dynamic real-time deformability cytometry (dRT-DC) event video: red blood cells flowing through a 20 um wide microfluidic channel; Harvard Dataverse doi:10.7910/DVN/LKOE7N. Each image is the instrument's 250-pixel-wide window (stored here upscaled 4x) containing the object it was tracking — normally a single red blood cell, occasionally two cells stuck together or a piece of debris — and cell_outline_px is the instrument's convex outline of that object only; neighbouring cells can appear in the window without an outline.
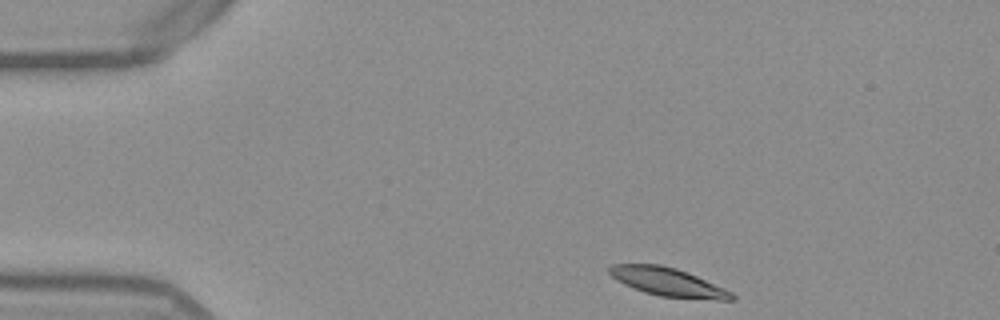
{"species": "Egyptian fruit bat (a non-hibernating species)", "species_latin": "Rousettus aegyptiacus", "temperature_condition": "warm", "stored_images_in_passage": 45, "camera_frame_rate_fps": 3000, "um_per_image_px": 0.085, "frame": {"image": 1, "passage_image": 1, "time_ms": 0.0, "image_size_px": [1000, 320], "cell_outline_px": [[736, 300], [716, 300], [660, 296], [644, 292], [624, 284], [616, 280], [608, 272], [608, 268], [612, 264], [660, 264], [676, 268], [688, 272], [724, 288], [732, 292], [736, 296]], "centroid_in_image_um": [56.79, 23.97], "position_along_channel_um": 28.2, "area_um2": 20.29}}
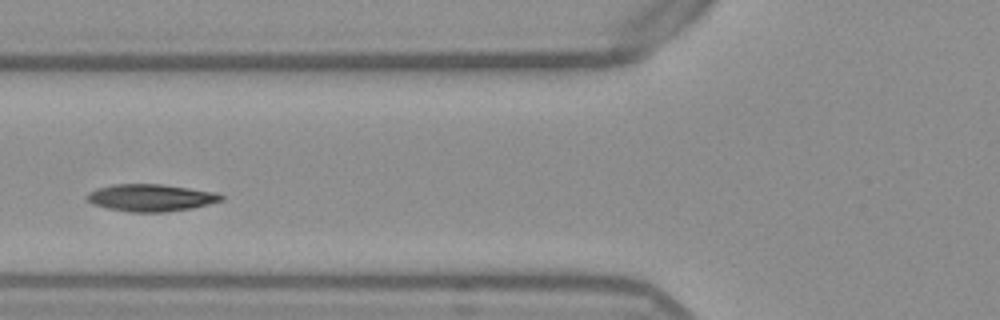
{"frame": {"image": 2, "passage_image": 13, "time_ms": 4.0, "image_size_px": [1000, 320], "cell_outline_px": [[224, 200], [192, 208], [164, 212], [128, 212], [108, 208], [92, 204], [84, 200], [84, 196], [88, 192], [96, 188], [112, 184], [164, 184], [220, 192], [224, 196]], "centroid_in_image_um": [12.81, 16.79], "position_along_channel_um": 113.0, "area_um2": 21.73}}
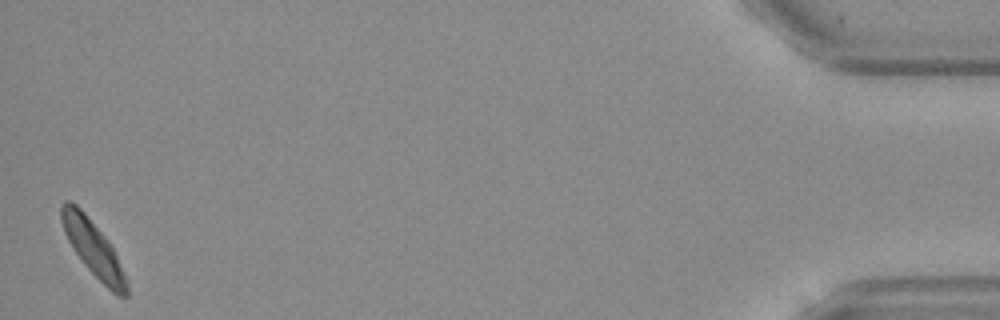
{"frame": {"image": 3, "passage_image": 45, "time_ms": 14.667, "image_size_px": [1000, 320], "cell_outline_px": [[128, 296], [116, 296], [84, 264], [72, 248], [64, 232], [60, 220], [60, 204], [64, 200], [68, 200], [76, 204], [84, 212], [108, 240], [116, 256], [128, 284]], "centroid_in_image_um": [7.88, 21.07], "position_along_channel_um": 427.3, "area_um2": 20.75}, "authors_computed_cell_mechanics": {"area_um2": 20.6924, "velocity_mm_per_s": 3.7896, "shape_relaxation_time_tau1_ms": 4.3714, "shape_relaxation_time_tau2_ms": null, "deformation_change_tau1": 0.1288, "deformation_change_tau2": null}}